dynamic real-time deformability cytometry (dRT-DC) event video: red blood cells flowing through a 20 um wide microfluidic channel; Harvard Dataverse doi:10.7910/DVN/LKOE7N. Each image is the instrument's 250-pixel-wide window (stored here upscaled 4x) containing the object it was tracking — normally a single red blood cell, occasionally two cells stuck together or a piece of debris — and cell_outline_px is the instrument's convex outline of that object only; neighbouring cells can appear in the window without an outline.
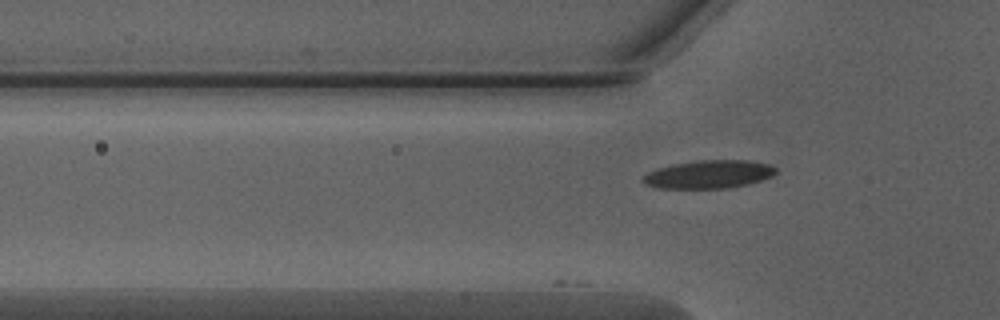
{"species": "Egyptian fruit bat (a non-hibernating species)", "species_latin": "Rousettus aegyptiacus", "temperature_condition": "warm", "stored_images_in_passage": 4, "camera_frame_rate_fps": 3000, "um_per_image_px": 0.085, "animal": {"sex": "male"}, "frame": {"image": 1, "passage_image": 4, "time_ms": 1.0, "image_size_px": [1000, 320], "cell_outline_px": [[776, 172], [772, 176], [748, 184], [728, 188], [656, 188], [644, 184], [640, 180], [648, 172], [656, 168], [672, 164], [696, 160], [748, 160], [768, 164], [776, 168]], "centroid_in_image_um": [60.2, 14.81], "position_along_channel_um": 65.6, "area_um2": 21.91}}